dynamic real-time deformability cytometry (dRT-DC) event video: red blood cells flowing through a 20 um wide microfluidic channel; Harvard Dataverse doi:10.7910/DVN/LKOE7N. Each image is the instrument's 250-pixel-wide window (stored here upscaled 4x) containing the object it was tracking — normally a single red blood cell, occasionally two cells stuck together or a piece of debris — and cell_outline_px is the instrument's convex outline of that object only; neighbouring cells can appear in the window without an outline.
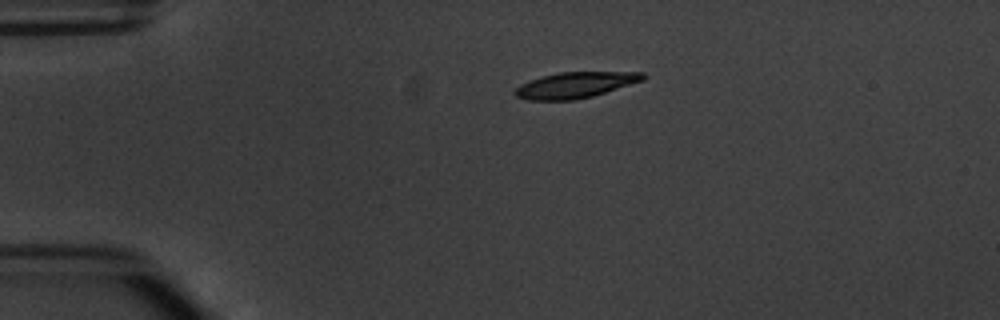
{"species": "common noctule bat (a hibernating species)", "species_latin": "Nyctalus noctula", "temperature_condition": "warm", "stored_images_in_passage": 2, "camera_frame_rate_fps": 3000, "um_per_image_px": 0.085, "animal": {"sex": "male", "body_mass_g": 20.1, "forearm_length_mm": 53.5}, "frame": {"image": 1, "passage_image": 1, "time_ms": 0.0, "image_size_px": [1000, 320], "cell_outline_px": [[648, 76], [644, 80], [592, 96], [572, 100], [528, 100], [516, 96], [512, 92], [520, 84], [528, 80], [540, 76], [560, 72], [644, 72]], "centroid_in_image_um": [48.87, 7.22], "position_along_channel_um": 36.1, "area_um2": 19.36}}